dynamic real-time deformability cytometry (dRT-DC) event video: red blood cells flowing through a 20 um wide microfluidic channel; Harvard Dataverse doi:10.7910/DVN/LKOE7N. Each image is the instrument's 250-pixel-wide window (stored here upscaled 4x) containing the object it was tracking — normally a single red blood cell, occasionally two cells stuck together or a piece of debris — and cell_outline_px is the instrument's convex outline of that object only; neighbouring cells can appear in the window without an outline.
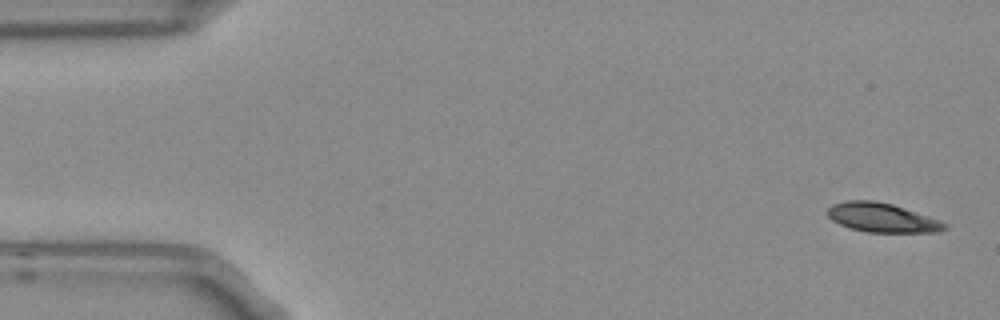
{"species": "Egyptian fruit bat (a non-hibernating species)", "species_latin": "Rousettus aegyptiacus", "temperature_condition": "room temperature", "stored_images_in_passage": 6, "camera_frame_rate_fps": 3000, "um_per_image_px": 0.085, "frame": {"image": 1, "passage_image": 1, "time_ms": 0.0, "image_size_px": [1000, 320], "cell_outline_px": [[948, 228], [940, 232], [868, 232], [852, 228], [840, 224], [832, 220], [824, 212], [832, 204], [844, 200], [876, 200], [892, 204], [940, 220], [948, 224]], "centroid_in_image_um": [74.96, 18.49], "position_along_channel_um": 10.0, "area_um2": 20.0}}
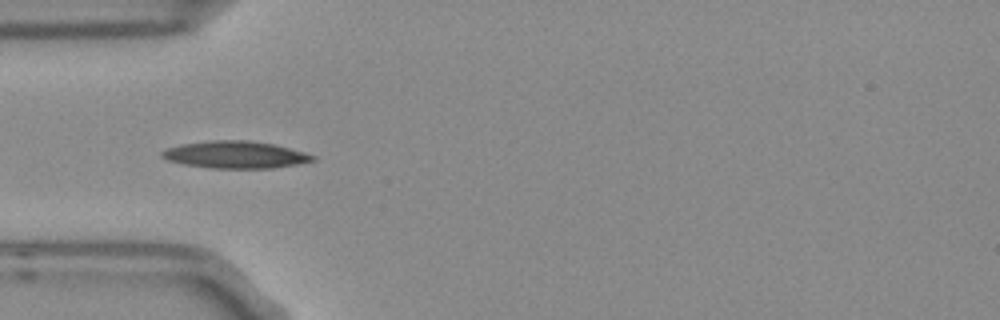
{"frame": {"image": 2, "passage_image": 5, "time_ms": 1.333, "image_size_px": [1000, 320], "cell_outline_px": [[316, 160], [296, 164], [272, 168], [212, 168], [184, 164], [168, 160], [160, 156], [160, 152], [168, 148], [180, 144], [212, 140], [248, 140], [272, 144], [304, 152], [316, 156]], "centroid_in_image_um": [19.98, 13.15], "position_along_channel_um": 65.0, "area_um2": 23.7}}
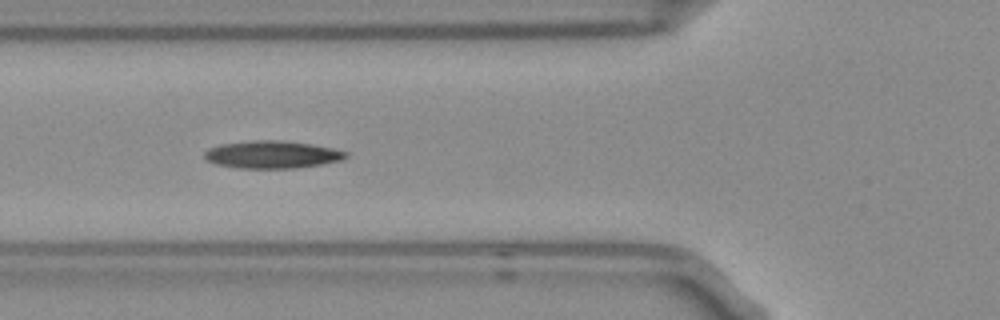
{"frame": {"image": 3, "passage_image": 6, "time_ms": 1.667, "image_size_px": [1000, 320], "cell_outline_px": [[348, 156], [340, 160], [320, 164], [296, 168], [236, 168], [216, 164], [208, 160], [204, 156], [204, 152], [208, 148], [220, 144], [256, 140], [276, 140], [308, 144], [332, 148], [348, 152]], "centroid_in_image_um": [23.09, 13.14], "position_along_channel_um": 102.7, "area_um2": 22.43}}